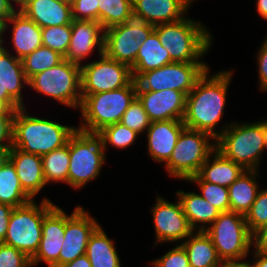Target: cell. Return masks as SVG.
Instances as JSON below:
<instances>
[{"instance_id": "1", "label": "cell", "mask_w": 267, "mask_h": 267, "mask_svg": "<svg viewBox=\"0 0 267 267\" xmlns=\"http://www.w3.org/2000/svg\"><path fill=\"white\" fill-rule=\"evenodd\" d=\"M208 69L186 96V110L183 123L186 128L203 131L215 140L231 122L217 126L222 121L229 85L233 77L232 70H219L209 75ZM217 129V130H216Z\"/></svg>"}, {"instance_id": "2", "label": "cell", "mask_w": 267, "mask_h": 267, "mask_svg": "<svg viewBox=\"0 0 267 267\" xmlns=\"http://www.w3.org/2000/svg\"><path fill=\"white\" fill-rule=\"evenodd\" d=\"M27 108L17 109L13 118L12 146L23 152L43 156L67 144L76 126L43 117L30 116Z\"/></svg>"}, {"instance_id": "3", "label": "cell", "mask_w": 267, "mask_h": 267, "mask_svg": "<svg viewBox=\"0 0 267 267\" xmlns=\"http://www.w3.org/2000/svg\"><path fill=\"white\" fill-rule=\"evenodd\" d=\"M205 26L186 15L179 21L155 25L154 31L173 62H202L214 40Z\"/></svg>"}, {"instance_id": "4", "label": "cell", "mask_w": 267, "mask_h": 267, "mask_svg": "<svg viewBox=\"0 0 267 267\" xmlns=\"http://www.w3.org/2000/svg\"><path fill=\"white\" fill-rule=\"evenodd\" d=\"M136 97L135 79L119 89L86 95L79 108L82 120L77 129L97 134L104 127L121 122L123 113Z\"/></svg>"}, {"instance_id": "5", "label": "cell", "mask_w": 267, "mask_h": 267, "mask_svg": "<svg viewBox=\"0 0 267 267\" xmlns=\"http://www.w3.org/2000/svg\"><path fill=\"white\" fill-rule=\"evenodd\" d=\"M216 149L245 170H260L264 155V119L231 124L216 139Z\"/></svg>"}, {"instance_id": "6", "label": "cell", "mask_w": 267, "mask_h": 267, "mask_svg": "<svg viewBox=\"0 0 267 267\" xmlns=\"http://www.w3.org/2000/svg\"><path fill=\"white\" fill-rule=\"evenodd\" d=\"M40 201L41 203L37 204L34 199L13 209L10 214L7 234L2 242L20 250L30 259L39 249L43 219L56 206L46 196Z\"/></svg>"}, {"instance_id": "7", "label": "cell", "mask_w": 267, "mask_h": 267, "mask_svg": "<svg viewBox=\"0 0 267 267\" xmlns=\"http://www.w3.org/2000/svg\"><path fill=\"white\" fill-rule=\"evenodd\" d=\"M69 157L68 185L77 190L100 176L108 156L98 134L76 129L69 137Z\"/></svg>"}, {"instance_id": "8", "label": "cell", "mask_w": 267, "mask_h": 267, "mask_svg": "<svg viewBox=\"0 0 267 267\" xmlns=\"http://www.w3.org/2000/svg\"><path fill=\"white\" fill-rule=\"evenodd\" d=\"M28 86L45 97L79 110L81 95V65L63 60L58 65L36 74Z\"/></svg>"}, {"instance_id": "9", "label": "cell", "mask_w": 267, "mask_h": 267, "mask_svg": "<svg viewBox=\"0 0 267 267\" xmlns=\"http://www.w3.org/2000/svg\"><path fill=\"white\" fill-rule=\"evenodd\" d=\"M215 149L216 140L210 134L185 127L169 160L164 164L165 170L174 179L186 181L198 173Z\"/></svg>"}, {"instance_id": "10", "label": "cell", "mask_w": 267, "mask_h": 267, "mask_svg": "<svg viewBox=\"0 0 267 267\" xmlns=\"http://www.w3.org/2000/svg\"><path fill=\"white\" fill-rule=\"evenodd\" d=\"M205 232L212 239L221 260L248 257L252 252V234L248 230L245 216L240 213L221 212Z\"/></svg>"}, {"instance_id": "11", "label": "cell", "mask_w": 267, "mask_h": 267, "mask_svg": "<svg viewBox=\"0 0 267 267\" xmlns=\"http://www.w3.org/2000/svg\"><path fill=\"white\" fill-rule=\"evenodd\" d=\"M210 69L203 62H173L142 73L135 81L137 90L162 91L173 89L188 95L197 81Z\"/></svg>"}, {"instance_id": "12", "label": "cell", "mask_w": 267, "mask_h": 267, "mask_svg": "<svg viewBox=\"0 0 267 267\" xmlns=\"http://www.w3.org/2000/svg\"><path fill=\"white\" fill-rule=\"evenodd\" d=\"M155 26L132 18L127 22L104 30V54L113 60L129 65L135 64L140 45L154 31Z\"/></svg>"}, {"instance_id": "13", "label": "cell", "mask_w": 267, "mask_h": 267, "mask_svg": "<svg viewBox=\"0 0 267 267\" xmlns=\"http://www.w3.org/2000/svg\"><path fill=\"white\" fill-rule=\"evenodd\" d=\"M133 80L129 65L110 59L103 53L98 60L81 65L82 99L89 94L128 86Z\"/></svg>"}, {"instance_id": "14", "label": "cell", "mask_w": 267, "mask_h": 267, "mask_svg": "<svg viewBox=\"0 0 267 267\" xmlns=\"http://www.w3.org/2000/svg\"><path fill=\"white\" fill-rule=\"evenodd\" d=\"M155 200V205L151 207L156 236L154 245L182 243L194 230L189 225L180 200L177 197V201L171 203L159 194Z\"/></svg>"}, {"instance_id": "15", "label": "cell", "mask_w": 267, "mask_h": 267, "mask_svg": "<svg viewBox=\"0 0 267 267\" xmlns=\"http://www.w3.org/2000/svg\"><path fill=\"white\" fill-rule=\"evenodd\" d=\"M83 207L77 205L71 214L65 212L64 241L59 254L58 267L86 254L90 236L101 225Z\"/></svg>"}, {"instance_id": "16", "label": "cell", "mask_w": 267, "mask_h": 267, "mask_svg": "<svg viewBox=\"0 0 267 267\" xmlns=\"http://www.w3.org/2000/svg\"><path fill=\"white\" fill-rule=\"evenodd\" d=\"M65 232V211L56 205L43 219L39 249L31 259V266L47 264L58 267V259Z\"/></svg>"}, {"instance_id": "17", "label": "cell", "mask_w": 267, "mask_h": 267, "mask_svg": "<svg viewBox=\"0 0 267 267\" xmlns=\"http://www.w3.org/2000/svg\"><path fill=\"white\" fill-rule=\"evenodd\" d=\"M186 94L173 89L162 91L137 90V98L142 103L149 120H183L186 110Z\"/></svg>"}, {"instance_id": "18", "label": "cell", "mask_w": 267, "mask_h": 267, "mask_svg": "<svg viewBox=\"0 0 267 267\" xmlns=\"http://www.w3.org/2000/svg\"><path fill=\"white\" fill-rule=\"evenodd\" d=\"M95 51L99 56L104 52L102 25L96 21L72 20L70 45L64 59L82 65Z\"/></svg>"}, {"instance_id": "19", "label": "cell", "mask_w": 267, "mask_h": 267, "mask_svg": "<svg viewBox=\"0 0 267 267\" xmlns=\"http://www.w3.org/2000/svg\"><path fill=\"white\" fill-rule=\"evenodd\" d=\"M196 0H132L133 17L152 25L183 19Z\"/></svg>"}, {"instance_id": "20", "label": "cell", "mask_w": 267, "mask_h": 267, "mask_svg": "<svg viewBox=\"0 0 267 267\" xmlns=\"http://www.w3.org/2000/svg\"><path fill=\"white\" fill-rule=\"evenodd\" d=\"M184 128L183 120L151 122L145 132L149 157L154 162L165 164L169 160Z\"/></svg>"}, {"instance_id": "21", "label": "cell", "mask_w": 267, "mask_h": 267, "mask_svg": "<svg viewBox=\"0 0 267 267\" xmlns=\"http://www.w3.org/2000/svg\"><path fill=\"white\" fill-rule=\"evenodd\" d=\"M18 10L39 27L60 26L72 23L71 4L54 0H19Z\"/></svg>"}, {"instance_id": "22", "label": "cell", "mask_w": 267, "mask_h": 267, "mask_svg": "<svg viewBox=\"0 0 267 267\" xmlns=\"http://www.w3.org/2000/svg\"><path fill=\"white\" fill-rule=\"evenodd\" d=\"M10 161L16 168L23 190L34 200L46 186L42 156L26 153L12 146Z\"/></svg>"}, {"instance_id": "23", "label": "cell", "mask_w": 267, "mask_h": 267, "mask_svg": "<svg viewBox=\"0 0 267 267\" xmlns=\"http://www.w3.org/2000/svg\"><path fill=\"white\" fill-rule=\"evenodd\" d=\"M8 27H12L11 46L18 59H23L42 46V28L19 10L6 21V30Z\"/></svg>"}, {"instance_id": "24", "label": "cell", "mask_w": 267, "mask_h": 267, "mask_svg": "<svg viewBox=\"0 0 267 267\" xmlns=\"http://www.w3.org/2000/svg\"><path fill=\"white\" fill-rule=\"evenodd\" d=\"M0 82L1 94H9L21 107H27L22 90L28 85V79L22 60L4 46L0 47Z\"/></svg>"}, {"instance_id": "25", "label": "cell", "mask_w": 267, "mask_h": 267, "mask_svg": "<svg viewBox=\"0 0 267 267\" xmlns=\"http://www.w3.org/2000/svg\"><path fill=\"white\" fill-rule=\"evenodd\" d=\"M176 195L182 204L189 225L194 231H206L221 213L195 191L179 190L176 191Z\"/></svg>"}, {"instance_id": "26", "label": "cell", "mask_w": 267, "mask_h": 267, "mask_svg": "<svg viewBox=\"0 0 267 267\" xmlns=\"http://www.w3.org/2000/svg\"><path fill=\"white\" fill-rule=\"evenodd\" d=\"M245 169L215 149L196 174L202 181L229 187Z\"/></svg>"}, {"instance_id": "27", "label": "cell", "mask_w": 267, "mask_h": 267, "mask_svg": "<svg viewBox=\"0 0 267 267\" xmlns=\"http://www.w3.org/2000/svg\"><path fill=\"white\" fill-rule=\"evenodd\" d=\"M259 170H245L229 187L230 211L246 215L260 190Z\"/></svg>"}, {"instance_id": "28", "label": "cell", "mask_w": 267, "mask_h": 267, "mask_svg": "<svg viewBox=\"0 0 267 267\" xmlns=\"http://www.w3.org/2000/svg\"><path fill=\"white\" fill-rule=\"evenodd\" d=\"M173 63L168 50L162 46L155 31L140 45L134 66L133 78L136 80L142 73L155 70L164 65Z\"/></svg>"}, {"instance_id": "29", "label": "cell", "mask_w": 267, "mask_h": 267, "mask_svg": "<svg viewBox=\"0 0 267 267\" xmlns=\"http://www.w3.org/2000/svg\"><path fill=\"white\" fill-rule=\"evenodd\" d=\"M181 244L186 250L190 267H218L221 259L205 231H194Z\"/></svg>"}, {"instance_id": "30", "label": "cell", "mask_w": 267, "mask_h": 267, "mask_svg": "<svg viewBox=\"0 0 267 267\" xmlns=\"http://www.w3.org/2000/svg\"><path fill=\"white\" fill-rule=\"evenodd\" d=\"M114 240L109 238L100 225L90 236L86 255L92 267H121Z\"/></svg>"}, {"instance_id": "31", "label": "cell", "mask_w": 267, "mask_h": 267, "mask_svg": "<svg viewBox=\"0 0 267 267\" xmlns=\"http://www.w3.org/2000/svg\"><path fill=\"white\" fill-rule=\"evenodd\" d=\"M33 200L22 188L16 168L9 162L0 169V203L19 207Z\"/></svg>"}, {"instance_id": "32", "label": "cell", "mask_w": 267, "mask_h": 267, "mask_svg": "<svg viewBox=\"0 0 267 267\" xmlns=\"http://www.w3.org/2000/svg\"><path fill=\"white\" fill-rule=\"evenodd\" d=\"M70 165L69 139L63 147L42 156V167L46 185L49 183H65L68 185V169Z\"/></svg>"}, {"instance_id": "33", "label": "cell", "mask_w": 267, "mask_h": 267, "mask_svg": "<svg viewBox=\"0 0 267 267\" xmlns=\"http://www.w3.org/2000/svg\"><path fill=\"white\" fill-rule=\"evenodd\" d=\"M98 4L99 23L104 30L133 18L132 0H98Z\"/></svg>"}, {"instance_id": "34", "label": "cell", "mask_w": 267, "mask_h": 267, "mask_svg": "<svg viewBox=\"0 0 267 267\" xmlns=\"http://www.w3.org/2000/svg\"><path fill=\"white\" fill-rule=\"evenodd\" d=\"M21 60L24 73L29 80L36 74L58 65L64 60V56L42 45Z\"/></svg>"}, {"instance_id": "35", "label": "cell", "mask_w": 267, "mask_h": 267, "mask_svg": "<svg viewBox=\"0 0 267 267\" xmlns=\"http://www.w3.org/2000/svg\"><path fill=\"white\" fill-rule=\"evenodd\" d=\"M97 134L102 140L105 154L108 145H111V147H114L115 149H127L128 147L134 145V142L139 136L138 133L127 126H124L121 122L106 126Z\"/></svg>"}, {"instance_id": "36", "label": "cell", "mask_w": 267, "mask_h": 267, "mask_svg": "<svg viewBox=\"0 0 267 267\" xmlns=\"http://www.w3.org/2000/svg\"><path fill=\"white\" fill-rule=\"evenodd\" d=\"M186 182L196 183L200 188L199 195L207 202H210L219 211H230L228 187L202 181L197 175L189 177Z\"/></svg>"}, {"instance_id": "37", "label": "cell", "mask_w": 267, "mask_h": 267, "mask_svg": "<svg viewBox=\"0 0 267 267\" xmlns=\"http://www.w3.org/2000/svg\"><path fill=\"white\" fill-rule=\"evenodd\" d=\"M71 39V24L42 28V45L65 57Z\"/></svg>"}, {"instance_id": "38", "label": "cell", "mask_w": 267, "mask_h": 267, "mask_svg": "<svg viewBox=\"0 0 267 267\" xmlns=\"http://www.w3.org/2000/svg\"><path fill=\"white\" fill-rule=\"evenodd\" d=\"M245 221L252 235L267 224V188L259 190L256 200L245 215Z\"/></svg>"}, {"instance_id": "39", "label": "cell", "mask_w": 267, "mask_h": 267, "mask_svg": "<svg viewBox=\"0 0 267 267\" xmlns=\"http://www.w3.org/2000/svg\"><path fill=\"white\" fill-rule=\"evenodd\" d=\"M121 123L139 135H142V133L144 134L150 126L151 121L149 120L142 103L137 97L123 113Z\"/></svg>"}, {"instance_id": "40", "label": "cell", "mask_w": 267, "mask_h": 267, "mask_svg": "<svg viewBox=\"0 0 267 267\" xmlns=\"http://www.w3.org/2000/svg\"><path fill=\"white\" fill-rule=\"evenodd\" d=\"M149 267H190L184 246L180 243L163 254L160 258L151 261Z\"/></svg>"}, {"instance_id": "41", "label": "cell", "mask_w": 267, "mask_h": 267, "mask_svg": "<svg viewBox=\"0 0 267 267\" xmlns=\"http://www.w3.org/2000/svg\"><path fill=\"white\" fill-rule=\"evenodd\" d=\"M72 19L99 22L98 0H72Z\"/></svg>"}, {"instance_id": "42", "label": "cell", "mask_w": 267, "mask_h": 267, "mask_svg": "<svg viewBox=\"0 0 267 267\" xmlns=\"http://www.w3.org/2000/svg\"><path fill=\"white\" fill-rule=\"evenodd\" d=\"M0 267H32L31 259L20 250L0 243Z\"/></svg>"}, {"instance_id": "43", "label": "cell", "mask_w": 267, "mask_h": 267, "mask_svg": "<svg viewBox=\"0 0 267 267\" xmlns=\"http://www.w3.org/2000/svg\"><path fill=\"white\" fill-rule=\"evenodd\" d=\"M256 63L258 69V86L260 91H267V36L261 43L259 50L257 51Z\"/></svg>"}, {"instance_id": "44", "label": "cell", "mask_w": 267, "mask_h": 267, "mask_svg": "<svg viewBox=\"0 0 267 267\" xmlns=\"http://www.w3.org/2000/svg\"><path fill=\"white\" fill-rule=\"evenodd\" d=\"M14 115L15 114L0 115V147L12 148Z\"/></svg>"}, {"instance_id": "45", "label": "cell", "mask_w": 267, "mask_h": 267, "mask_svg": "<svg viewBox=\"0 0 267 267\" xmlns=\"http://www.w3.org/2000/svg\"><path fill=\"white\" fill-rule=\"evenodd\" d=\"M253 250L267 255V224L252 235Z\"/></svg>"}, {"instance_id": "46", "label": "cell", "mask_w": 267, "mask_h": 267, "mask_svg": "<svg viewBox=\"0 0 267 267\" xmlns=\"http://www.w3.org/2000/svg\"><path fill=\"white\" fill-rule=\"evenodd\" d=\"M13 209L14 208L10 205L0 203V243H2L6 237L10 214Z\"/></svg>"}, {"instance_id": "47", "label": "cell", "mask_w": 267, "mask_h": 267, "mask_svg": "<svg viewBox=\"0 0 267 267\" xmlns=\"http://www.w3.org/2000/svg\"><path fill=\"white\" fill-rule=\"evenodd\" d=\"M14 5L18 7L17 0H0V18L7 21L18 10Z\"/></svg>"}, {"instance_id": "48", "label": "cell", "mask_w": 267, "mask_h": 267, "mask_svg": "<svg viewBox=\"0 0 267 267\" xmlns=\"http://www.w3.org/2000/svg\"><path fill=\"white\" fill-rule=\"evenodd\" d=\"M248 257L240 259H223L220 260L218 267H256L254 261L246 260Z\"/></svg>"}, {"instance_id": "49", "label": "cell", "mask_w": 267, "mask_h": 267, "mask_svg": "<svg viewBox=\"0 0 267 267\" xmlns=\"http://www.w3.org/2000/svg\"><path fill=\"white\" fill-rule=\"evenodd\" d=\"M61 267H92L86 254L79 256L75 260L67 263Z\"/></svg>"}, {"instance_id": "50", "label": "cell", "mask_w": 267, "mask_h": 267, "mask_svg": "<svg viewBox=\"0 0 267 267\" xmlns=\"http://www.w3.org/2000/svg\"><path fill=\"white\" fill-rule=\"evenodd\" d=\"M0 101L3 102L10 110H17L22 108L9 94H1V82H0Z\"/></svg>"}, {"instance_id": "51", "label": "cell", "mask_w": 267, "mask_h": 267, "mask_svg": "<svg viewBox=\"0 0 267 267\" xmlns=\"http://www.w3.org/2000/svg\"><path fill=\"white\" fill-rule=\"evenodd\" d=\"M256 267H267V255L253 251L251 255Z\"/></svg>"}, {"instance_id": "52", "label": "cell", "mask_w": 267, "mask_h": 267, "mask_svg": "<svg viewBox=\"0 0 267 267\" xmlns=\"http://www.w3.org/2000/svg\"><path fill=\"white\" fill-rule=\"evenodd\" d=\"M256 10L261 18L267 20V0H256Z\"/></svg>"}, {"instance_id": "53", "label": "cell", "mask_w": 267, "mask_h": 267, "mask_svg": "<svg viewBox=\"0 0 267 267\" xmlns=\"http://www.w3.org/2000/svg\"><path fill=\"white\" fill-rule=\"evenodd\" d=\"M11 148L0 147V169L10 160Z\"/></svg>"}, {"instance_id": "54", "label": "cell", "mask_w": 267, "mask_h": 267, "mask_svg": "<svg viewBox=\"0 0 267 267\" xmlns=\"http://www.w3.org/2000/svg\"><path fill=\"white\" fill-rule=\"evenodd\" d=\"M5 32H6V20L0 18V47L4 46Z\"/></svg>"}, {"instance_id": "55", "label": "cell", "mask_w": 267, "mask_h": 267, "mask_svg": "<svg viewBox=\"0 0 267 267\" xmlns=\"http://www.w3.org/2000/svg\"><path fill=\"white\" fill-rule=\"evenodd\" d=\"M16 110H10L3 102L0 101V115L15 114Z\"/></svg>"}, {"instance_id": "56", "label": "cell", "mask_w": 267, "mask_h": 267, "mask_svg": "<svg viewBox=\"0 0 267 267\" xmlns=\"http://www.w3.org/2000/svg\"><path fill=\"white\" fill-rule=\"evenodd\" d=\"M264 145L265 150H267V119H264Z\"/></svg>"}, {"instance_id": "57", "label": "cell", "mask_w": 267, "mask_h": 267, "mask_svg": "<svg viewBox=\"0 0 267 267\" xmlns=\"http://www.w3.org/2000/svg\"><path fill=\"white\" fill-rule=\"evenodd\" d=\"M54 1H58V2H61V3H66V4H71L72 3V0H54Z\"/></svg>"}]
</instances>
